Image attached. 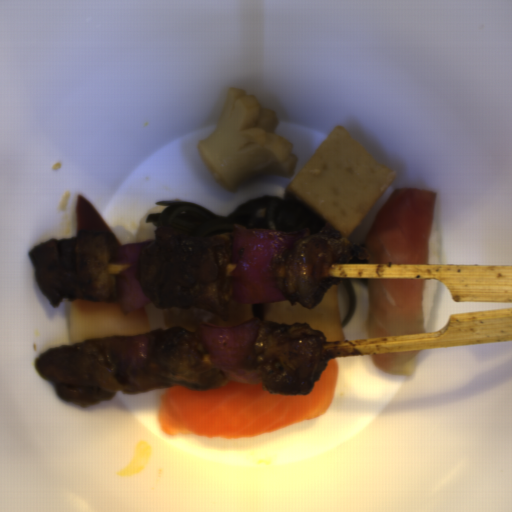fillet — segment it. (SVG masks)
Here are the masks:
<instances>
[{"label": "fillet", "mask_w": 512, "mask_h": 512, "mask_svg": "<svg viewBox=\"0 0 512 512\" xmlns=\"http://www.w3.org/2000/svg\"><path fill=\"white\" fill-rule=\"evenodd\" d=\"M420 350L372 354V363L376 369L396 376H412L416 372Z\"/></svg>", "instance_id": "f7120dc5"}, {"label": "fillet", "mask_w": 512, "mask_h": 512, "mask_svg": "<svg viewBox=\"0 0 512 512\" xmlns=\"http://www.w3.org/2000/svg\"><path fill=\"white\" fill-rule=\"evenodd\" d=\"M436 192L397 188L377 212L365 238L369 264L426 265Z\"/></svg>", "instance_id": "e2c912f1"}, {"label": "fillet", "mask_w": 512, "mask_h": 512, "mask_svg": "<svg viewBox=\"0 0 512 512\" xmlns=\"http://www.w3.org/2000/svg\"><path fill=\"white\" fill-rule=\"evenodd\" d=\"M424 288L425 279L367 278V335L425 333Z\"/></svg>", "instance_id": "e495c32b"}, {"label": "fillet", "mask_w": 512, "mask_h": 512, "mask_svg": "<svg viewBox=\"0 0 512 512\" xmlns=\"http://www.w3.org/2000/svg\"><path fill=\"white\" fill-rule=\"evenodd\" d=\"M338 372L337 359L325 363L308 394H274L263 380L226 378L213 389L174 384L159 396L158 424L171 436L229 440L272 434L325 414L333 405Z\"/></svg>", "instance_id": "25842a12"}, {"label": "fillet", "mask_w": 512, "mask_h": 512, "mask_svg": "<svg viewBox=\"0 0 512 512\" xmlns=\"http://www.w3.org/2000/svg\"><path fill=\"white\" fill-rule=\"evenodd\" d=\"M146 308L123 313L118 298L113 302L73 300L68 311V344L92 342L95 338L150 334Z\"/></svg>", "instance_id": "f6d04758"}, {"label": "fillet", "mask_w": 512, "mask_h": 512, "mask_svg": "<svg viewBox=\"0 0 512 512\" xmlns=\"http://www.w3.org/2000/svg\"><path fill=\"white\" fill-rule=\"evenodd\" d=\"M77 234L80 231H99L104 234H111L114 237L117 250L124 246L106 225L97 210L82 196H76L75 203Z\"/></svg>", "instance_id": "d4e80104"}]
</instances>
